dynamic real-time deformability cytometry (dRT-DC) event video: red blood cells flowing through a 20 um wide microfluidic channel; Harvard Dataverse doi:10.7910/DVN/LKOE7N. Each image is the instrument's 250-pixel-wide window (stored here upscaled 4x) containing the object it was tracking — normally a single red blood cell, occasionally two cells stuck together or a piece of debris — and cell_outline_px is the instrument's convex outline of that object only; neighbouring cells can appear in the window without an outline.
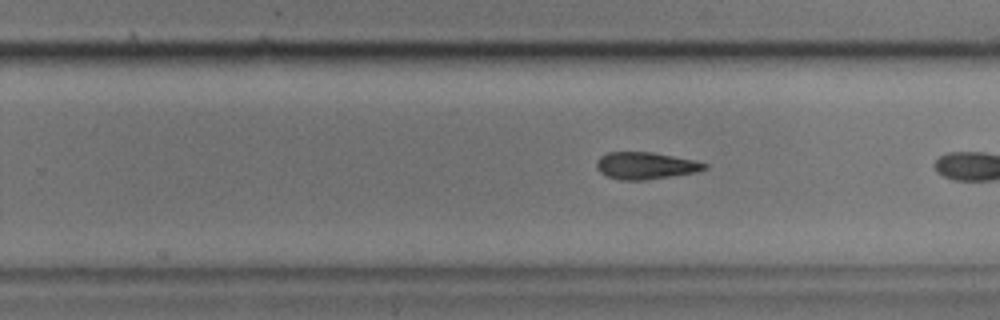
{"species": "common noctule bat (a hibernating species)", "species_latin": "Nyctalus noctula", "temperature_condition": "cold", "stored_images_in_passage": 10, "camera_frame_rate_fps": 3000, "um_per_image_px": 0.085, "animal": {"sex": "male", "body_mass_g": 17.9}, "frame": {"image": 1, "passage_image": 10, "time_ms": 3.0, "image_size_px": [1000, 320], "cell_outline_px": [[708, 168], [696, 172], [644, 180], [620, 180], [608, 176], [600, 172], [596, 168], [596, 160], [600, 156], [608, 152], [652, 152], [692, 160], [708, 164]], "centroid_in_image_um": [54.83, 14.08], "position_along_channel_um": 275.0, "area_um2": 16.88}}